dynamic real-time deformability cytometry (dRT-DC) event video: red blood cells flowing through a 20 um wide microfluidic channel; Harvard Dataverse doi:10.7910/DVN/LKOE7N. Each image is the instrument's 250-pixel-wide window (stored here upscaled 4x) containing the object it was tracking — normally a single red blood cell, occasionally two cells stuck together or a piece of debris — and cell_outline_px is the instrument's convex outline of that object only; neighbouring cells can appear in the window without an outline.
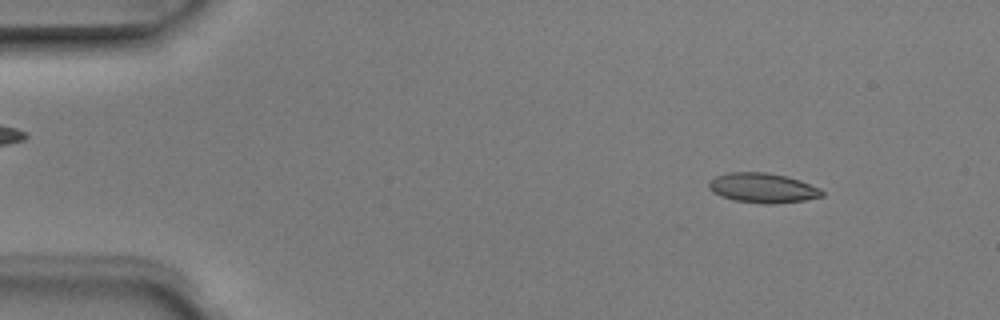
{"species": "Egyptian fruit bat (a non-hibernating species)", "species_latin": "Rousettus aegyptiacus", "temperature_condition": "room temperature", "stored_images_in_passage": 5, "camera_frame_rate_fps": 3000, "um_per_image_px": 0.085, "animal": {"sex": "male"}, "frame": {"image": 1, "passage_image": 1, "time_ms": 0.0, "image_size_px": [1000, 320], "cell_outline_px": [[824, 196], [804, 200], [776, 204], [764, 204], [736, 200], [720, 196], [712, 192], [708, 188], [708, 180], [716, 176], [728, 172], [768, 172], [788, 176], [800, 180], [820, 188], [824, 192]], "centroid_in_image_um": [64.82, 15.97], "position_along_channel_um": 20.2, "area_um2": 19.88}}
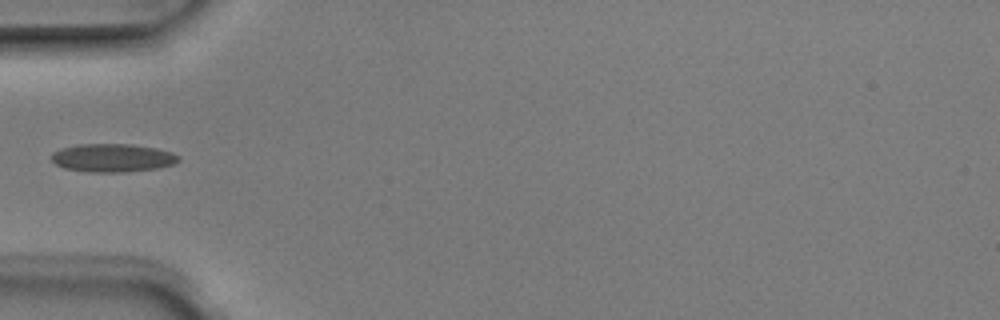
{"frame": {"image": 2, "passage_image": 4, "time_ms": 1.0, "image_size_px": [1000, 320], "cell_outline_px": [[180, 160], [176, 164], [156, 168], [124, 172], [88, 172], [64, 168], [56, 164], [52, 160], [52, 152], [60, 148], [76, 144], [132, 144], [156, 148], [172, 152], [180, 156]], "centroid_in_image_um": [9.58, 13.41], "position_along_channel_um": 75.4, "area_um2": 21.1}}
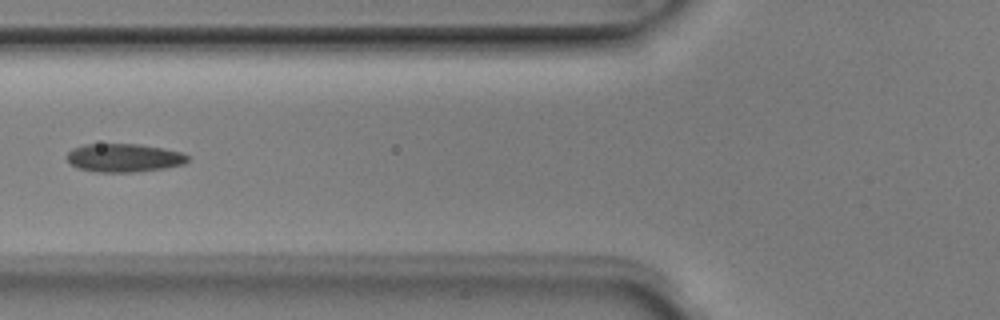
{"frame": {"image": 3, "passage_image": 5, "time_ms": 1.333, "image_size_px": [1000, 320], "cell_outline_px": [[188, 160], [184, 164], [164, 168], [136, 172], [96, 172], [76, 168], [68, 164], [64, 156], [72, 148], [88, 144], [140, 144], [164, 148], [180, 152], [188, 156]], "centroid_in_image_um": [10.47, 13.42], "position_along_channel_um": 115.3, "area_um2": 20.23}}